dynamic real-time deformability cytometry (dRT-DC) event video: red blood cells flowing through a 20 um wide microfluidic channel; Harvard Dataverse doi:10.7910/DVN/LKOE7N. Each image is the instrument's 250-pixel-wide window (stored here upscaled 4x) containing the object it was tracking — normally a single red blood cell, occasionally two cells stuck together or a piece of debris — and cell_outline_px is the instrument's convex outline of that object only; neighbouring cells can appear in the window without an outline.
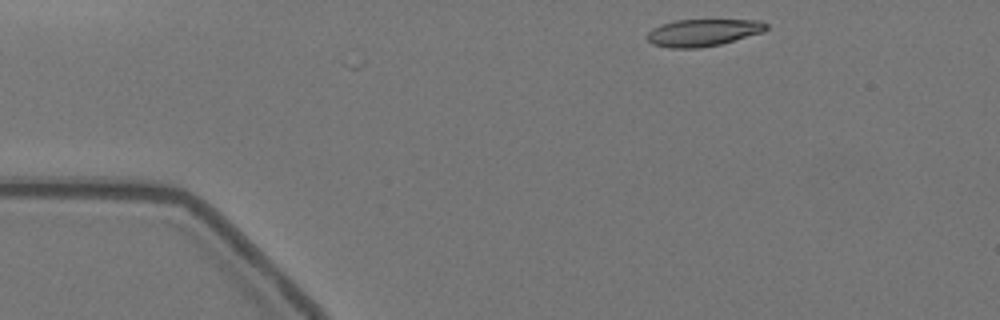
{"species": "Egyptian fruit bat (a non-hibernating species)", "species_latin": "Rousettus aegyptiacus", "temperature_condition": "warm", "stored_images_in_passage": 2, "camera_frame_rate_fps": 3000, "um_per_image_px": 0.085, "animal": {"sex": "female"}, "frame": {"image": 1, "passage_image": 1, "time_ms": 0.0, "image_size_px": [1000, 320], "cell_outline_px": [[768, 28], [764, 32], [720, 44], [700, 48], [668, 48], [652, 44], [644, 36], [652, 28], [660, 24], [676, 20], [760, 20], [768, 24]], "centroid_in_image_um": [59.73, 2.77], "position_along_channel_um": 25.3, "area_um2": 19.02}}